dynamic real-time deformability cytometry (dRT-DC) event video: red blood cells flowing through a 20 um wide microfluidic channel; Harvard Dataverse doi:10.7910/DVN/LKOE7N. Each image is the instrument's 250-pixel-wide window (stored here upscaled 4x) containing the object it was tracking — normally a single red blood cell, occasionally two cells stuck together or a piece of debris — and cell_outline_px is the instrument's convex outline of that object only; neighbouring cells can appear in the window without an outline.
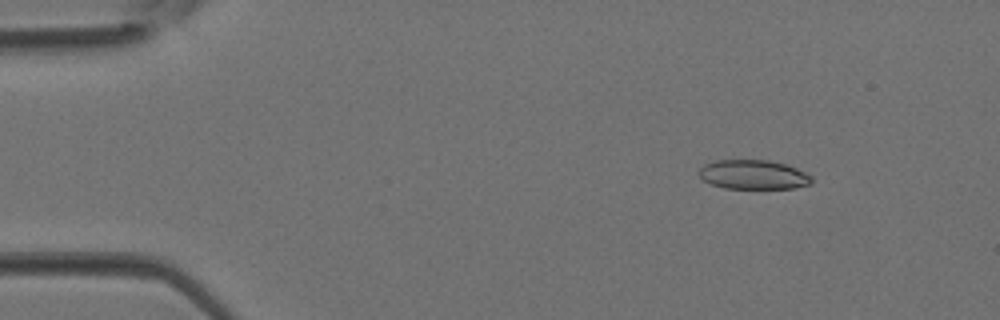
{"species": "Egyptian fruit bat (a non-hibernating species)", "species_latin": "Rousettus aegyptiacus", "temperature_condition": "room temperature", "stored_images_in_passage": 4, "camera_frame_rate_fps": 3000, "um_per_image_px": 0.085, "animal": {"sex": "female"}, "frame": {"image": 1, "passage_image": 2, "time_ms": 0.333, "image_size_px": [1000, 320], "cell_outline_px": [[812, 184], [796, 188], [724, 188], [712, 184], [704, 180], [700, 176], [700, 168], [704, 164], [716, 160], [768, 160], [784, 164], [796, 168], [812, 176]], "centroid_in_image_um": [64.06, 14.84], "position_along_channel_um": 20.9, "area_um2": 19.13}}